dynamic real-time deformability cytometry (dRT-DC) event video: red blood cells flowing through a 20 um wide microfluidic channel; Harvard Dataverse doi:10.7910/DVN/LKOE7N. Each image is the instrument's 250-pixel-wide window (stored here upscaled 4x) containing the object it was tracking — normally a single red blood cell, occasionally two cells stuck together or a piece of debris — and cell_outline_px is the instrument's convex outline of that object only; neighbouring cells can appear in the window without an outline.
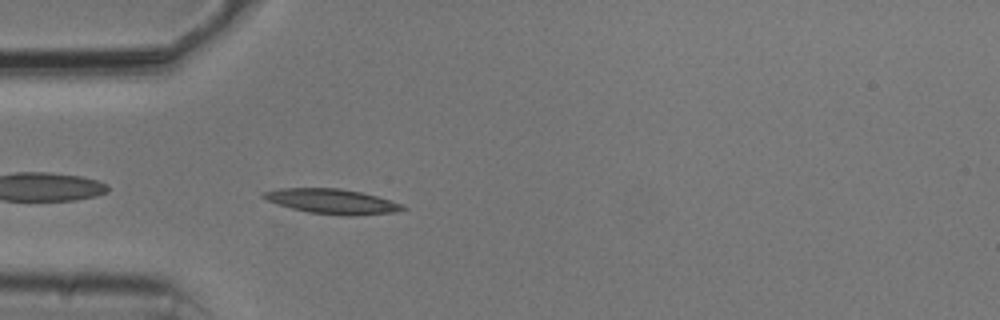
{"species": "common noctule bat (a hibernating species)", "species_latin": "Nyctalus noctula", "temperature_condition": "cold", "stored_images_in_passage": 40, "camera_frame_rate_fps": 3000, "um_per_image_px": 0.085, "animal": {"sex": "male", "body_mass_g": 20.5, "forearm_length_mm": 52.5}, "frame": {"image": 1, "passage_image": 2, "time_ms": 0.333, "image_size_px": [1000, 320], "cell_outline_px": [[408, 208], [396, 212], [352, 216], [348, 216], [308, 212], [276, 204], [260, 196], [260, 192], [280, 188], [340, 188], [360, 192], [376, 196], [404, 204]], "centroid_in_image_um": [28.22, 17.11], "position_along_channel_um": 56.8, "area_um2": 20.29}}
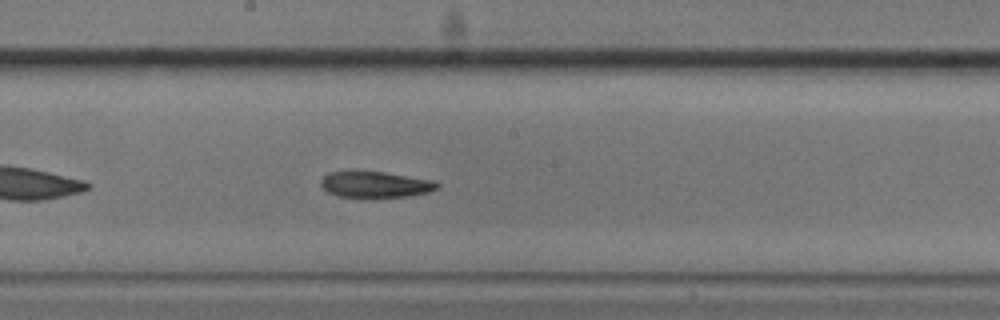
{"frame": {"image": 2, "passage_image": 15, "time_ms": 4.667, "image_size_px": [1000, 320], "cell_outline_px": [[440, 188], [428, 192], [408, 196], [336, 196], [328, 192], [320, 184], [320, 180], [328, 172], [352, 168], [384, 172], [432, 180], [440, 184]], "centroid_in_image_um": [31.84, 15.62], "position_along_channel_um": 216.4, "area_um2": 18.03}}
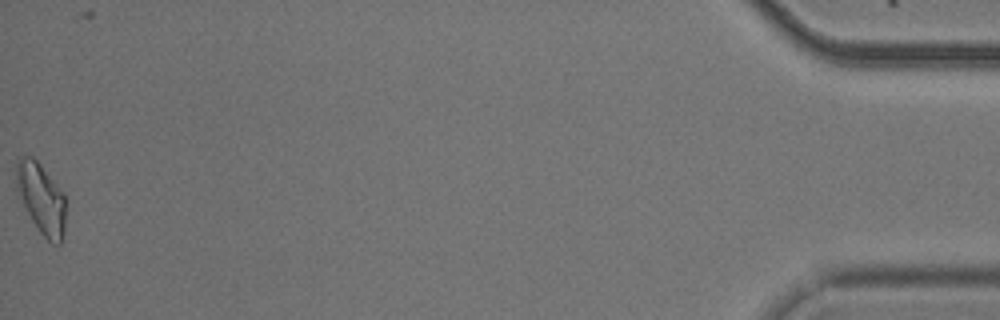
{"frame": {"image": 3, "passage_image": 40, "time_ms": 13.0, "image_size_px": [1000, 320], "cell_outline_px": [[64, 232], [60, 244], [52, 244], [40, 232], [32, 220], [16, 192], [16, 156], [32, 156], [40, 164], [64, 192]], "centroid_in_image_um": [3.48, 16.83], "position_along_channel_um": 431.7, "area_um2": 20.35}, "authors_computed_cell_mechanics": {"area_um2": 18.5538, "velocity_mm_per_s": 3.7783, "shape_relaxation_time_tau1_ms": 6.0087, "shape_relaxation_time_tau2_ms": 4.8615, "deformation_change_tau1": 0.1464, "deformation_change_tau2": 0.1237}}